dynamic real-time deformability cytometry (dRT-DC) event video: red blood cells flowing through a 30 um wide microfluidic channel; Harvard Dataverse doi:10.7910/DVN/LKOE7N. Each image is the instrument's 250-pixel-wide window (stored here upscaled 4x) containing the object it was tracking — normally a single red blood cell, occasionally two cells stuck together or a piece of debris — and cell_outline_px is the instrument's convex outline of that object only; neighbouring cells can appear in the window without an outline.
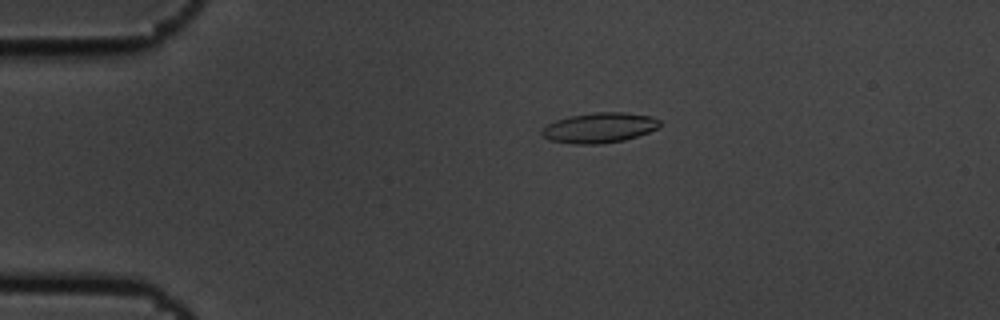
{"species": "common noctule bat (a hibernating species)", "species_latin": "Nyctalus noctula", "temperature_condition": "cold", "stored_images_in_passage": 2, "camera_frame_rate_fps": 3000, "um_per_image_px": 0.085, "animal": {"sex": "male", "body_mass_g": 19.5, "forearm_length_mm": 54.6}, "frame": {"image": 1, "passage_image": 1, "time_ms": 0.0, "image_size_px": [1000, 320], "cell_outline_px": [[660, 124], [656, 128], [648, 132], [624, 140], [600, 144], [572, 144], [548, 140], [540, 132], [548, 124], [556, 120], [568, 116], [592, 112], [624, 112], [652, 116], [660, 120]], "centroid_in_image_um": [50.93, 10.85], "position_along_channel_um": 34.1, "area_um2": 20.75}}